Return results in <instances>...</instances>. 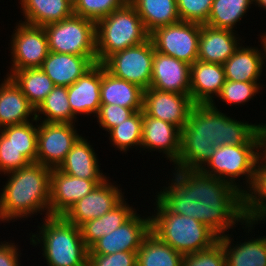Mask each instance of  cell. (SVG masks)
Instances as JSON below:
<instances>
[{
	"mask_svg": "<svg viewBox=\"0 0 266 266\" xmlns=\"http://www.w3.org/2000/svg\"><path fill=\"white\" fill-rule=\"evenodd\" d=\"M171 172L169 183L154 196L170 212L199 220L219 238L238 225L251 235L259 224L246 220L244 195L228 182L201 169L173 168Z\"/></svg>",
	"mask_w": 266,
	"mask_h": 266,
	"instance_id": "1",
	"label": "cell"
},
{
	"mask_svg": "<svg viewBox=\"0 0 266 266\" xmlns=\"http://www.w3.org/2000/svg\"><path fill=\"white\" fill-rule=\"evenodd\" d=\"M216 103L195 104L181 129V149L174 169H201L217 146L264 145L262 123L230 117ZM257 123V124H256Z\"/></svg>",
	"mask_w": 266,
	"mask_h": 266,
	"instance_id": "2",
	"label": "cell"
},
{
	"mask_svg": "<svg viewBox=\"0 0 266 266\" xmlns=\"http://www.w3.org/2000/svg\"><path fill=\"white\" fill-rule=\"evenodd\" d=\"M51 170L34 162L4 174L8 177L5 185L1 186L0 222L26 220L44 212L46 217L50 216Z\"/></svg>",
	"mask_w": 266,
	"mask_h": 266,
	"instance_id": "3",
	"label": "cell"
},
{
	"mask_svg": "<svg viewBox=\"0 0 266 266\" xmlns=\"http://www.w3.org/2000/svg\"><path fill=\"white\" fill-rule=\"evenodd\" d=\"M45 217V218H44ZM37 233H31L30 244L41 246L48 266H87L89 249L83 242L80 227L64 216H45ZM38 244V245H37ZM40 244V245H39Z\"/></svg>",
	"mask_w": 266,
	"mask_h": 266,
	"instance_id": "4",
	"label": "cell"
},
{
	"mask_svg": "<svg viewBox=\"0 0 266 266\" xmlns=\"http://www.w3.org/2000/svg\"><path fill=\"white\" fill-rule=\"evenodd\" d=\"M150 216V231L183 256L206 250L219 237L206 225L192 217L170 212L156 197ZM156 206V207H155Z\"/></svg>",
	"mask_w": 266,
	"mask_h": 266,
	"instance_id": "5",
	"label": "cell"
},
{
	"mask_svg": "<svg viewBox=\"0 0 266 266\" xmlns=\"http://www.w3.org/2000/svg\"><path fill=\"white\" fill-rule=\"evenodd\" d=\"M95 35L97 63H103L110 55L150 39V33L129 1L96 22Z\"/></svg>",
	"mask_w": 266,
	"mask_h": 266,
	"instance_id": "6",
	"label": "cell"
},
{
	"mask_svg": "<svg viewBox=\"0 0 266 266\" xmlns=\"http://www.w3.org/2000/svg\"><path fill=\"white\" fill-rule=\"evenodd\" d=\"M263 152L264 145L217 146L213 156L201 170L228 182L244 195L253 183L256 165ZM240 179L244 184L240 182Z\"/></svg>",
	"mask_w": 266,
	"mask_h": 266,
	"instance_id": "7",
	"label": "cell"
},
{
	"mask_svg": "<svg viewBox=\"0 0 266 266\" xmlns=\"http://www.w3.org/2000/svg\"><path fill=\"white\" fill-rule=\"evenodd\" d=\"M43 27L47 35L49 51L97 57L94 21L73 14L67 19Z\"/></svg>",
	"mask_w": 266,
	"mask_h": 266,
	"instance_id": "8",
	"label": "cell"
},
{
	"mask_svg": "<svg viewBox=\"0 0 266 266\" xmlns=\"http://www.w3.org/2000/svg\"><path fill=\"white\" fill-rule=\"evenodd\" d=\"M154 51L149 39L110 55L102 65L112 75L146 90L151 85Z\"/></svg>",
	"mask_w": 266,
	"mask_h": 266,
	"instance_id": "9",
	"label": "cell"
},
{
	"mask_svg": "<svg viewBox=\"0 0 266 266\" xmlns=\"http://www.w3.org/2000/svg\"><path fill=\"white\" fill-rule=\"evenodd\" d=\"M11 35V67L6 76L16 70L40 68L49 53L48 39L44 27L33 26L18 21Z\"/></svg>",
	"mask_w": 266,
	"mask_h": 266,
	"instance_id": "10",
	"label": "cell"
},
{
	"mask_svg": "<svg viewBox=\"0 0 266 266\" xmlns=\"http://www.w3.org/2000/svg\"><path fill=\"white\" fill-rule=\"evenodd\" d=\"M201 24L179 21L156 28L150 33L155 51L188 64L198 60Z\"/></svg>",
	"mask_w": 266,
	"mask_h": 266,
	"instance_id": "11",
	"label": "cell"
},
{
	"mask_svg": "<svg viewBox=\"0 0 266 266\" xmlns=\"http://www.w3.org/2000/svg\"><path fill=\"white\" fill-rule=\"evenodd\" d=\"M76 127L75 123L38 121L36 162L51 169L58 168L82 136Z\"/></svg>",
	"mask_w": 266,
	"mask_h": 266,
	"instance_id": "12",
	"label": "cell"
},
{
	"mask_svg": "<svg viewBox=\"0 0 266 266\" xmlns=\"http://www.w3.org/2000/svg\"><path fill=\"white\" fill-rule=\"evenodd\" d=\"M109 178L75 203L64 217L80 227L83 223L103 216L117 206L125 198V192H122L121 186H117L116 182H111Z\"/></svg>",
	"mask_w": 266,
	"mask_h": 266,
	"instance_id": "13",
	"label": "cell"
},
{
	"mask_svg": "<svg viewBox=\"0 0 266 266\" xmlns=\"http://www.w3.org/2000/svg\"><path fill=\"white\" fill-rule=\"evenodd\" d=\"M137 211L121 226L103 236L90 248L88 254L110 255L116 252H137L150 232V216Z\"/></svg>",
	"mask_w": 266,
	"mask_h": 266,
	"instance_id": "14",
	"label": "cell"
},
{
	"mask_svg": "<svg viewBox=\"0 0 266 266\" xmlns=\"http://www.w3.org/2000/svg\"><path fill=\"white\" fill-rule=\"evenodd\" d=\"M195 103L191 96L164 92L154 88L144 90L143 111L153 118H158L177 126L180 130L186 125Z\"/></svg>",
	"mask_w": 266,
	"mask_h": 266,
	"instance_id": "15",
	"label": "cell"
},
{
	"mask_svg": "<svg viewBox=\"0 0 266 266\" xmlns=\"http://www.w3.org/2000/svg\"><path fill=\"white\" fill-rule=\"evenodd\" d=\"M103 181L76 178L53 168L50 177V216H64L75 203Z\"/></svg>",
	"mask_w": 266,
	"mask_h": 266,
	"instance_id": "16",
	"label": "cell"
},
{
	"mask_svg": "<svg viewBox=\"0 0 266 266\" xmlns=\"http://www.w3.org/2000/svg\"><path fill=\"white\" fill-rule=\"evenodd\" d=\"M180 149L181 130L173 124L148 116L143 111L141 150L162 153L174 165L179 159Z\"/></svg>",
	"mask_w": 266,
	"mask_h": 266,
	"instance_id": "17",
	"label": "cell"
},
{
	"mask_svg": "<svg viewBox=\"0 0 266 266\" xmlns=\"http://www.w3.org/2000/svg\"><path fill=\"white\" fill-rule=\"evenodd\" d=\"M259 35L258 42H261V49L257 46L250 47V45L241 44L235 53L223 64L226 80L260 82L263 75L262 72L266 70V32Z\"/></svg>",
	"mask_w": 266,
	"mask_h": 266,
	"instance_id": "18",
	"label": "cell"
},
{
	"mask_svg": "<svg viewBox=\"0 0 266 266\" xmlns=\"http://www.w3.org/2000/svg\"><path fill=\"white\" fill-rule=\"evenodd\" d=\"M191 65L154 51L150 88L190 96Z\"/></svg>",
	"mask_w": 266,
	"mask_h": 266,
	"instance_id": "19",
	"label": "cell"
},
{
	"mask_svg": "<svg viewBox=\"0 0 266 266\" xmlns=\"http://www.w3.org/2000/svg\"><path fill=\"white\" fill-rule=\"evenodd\" d=\"M101 63H95L75 83L67 87L68 102L73 115L96 116L101 105Z\"/></svg>",
	"mask_w": 266,
	"mask_h": 266,
	"instance_id": "20",
	"label": "cell"
},
{
	"mask_svg": "<svg viewBox=\"0 0 266 266\" xmlns=\"http://www.w3.org/2000/svg\"><path fill=\"white\" fill-rule=\"evenodd\" d=\"M242 42L236 31L201 25L198 60L223 65L235 53Z\"/></svg>",
	"mask_w": 266,
	"mask_h": 266,
	"instance_id": "21",
	"label": "cell"
},
{
	"mask_svg": "<svg viewBox=\"0 0 266 266\" xmlns=\"http://www.w3.org/2000/svg\"><path fill=\"white\" fill-rule=\"evenodd\" d=\"M225 81V69L222 64L196 60L190 67L192 101L195 104H211L220 94Z\"/></svg>",
	"mask_w": 266,
	"mask_h": 266,
	"instance_id": "22",
	"label": "cell"
},
{
	"mask_svg": "<svg viewBox=\"0 0 266 266\" xmlns=\"http://www.w3.org/2000/svg\"><path fill=\"white\" fill-rule=\"evenodd\" d=\"M95 63H97V57L49 51L40 68L53 81L55 86L68 87L75 83Z\"/></svg>",
	"mask_w": 266,
	"mask_h": 266,
	"instance_id": "23",
	"label": "cell"
},
{
	"mask_svg": "<svg viewBox=\"0 0 266 266\" xmlns=\"http://www.w3.org/2000/svg\"><path fill=\"white\" fill-rule=\"evenodd\" d=\"M33 120H36V109L14 80L5 75L0 83V129Z\"/></svg>",
	"mask_w": 266,
	"mask_h": 266,
	"instance_id": "24",
	"label": "cell"
},
{
	"mask_svg": "<svg viewBox=\"0 0 266 266\" xmlns=\"http://www.w3.org/2000/svg\"><path fill=\"white\" fill-rule=\"evenodd\" d=\"M90 144V141L82 135L57 169L76 178L89 180L107 179L108 175H105L106 173L100 170L98 154Z\"/></svg>",
	"mask_w": 266,
	"mask_h": 266,
	"instance_id": "25",
	"label": "cell"
},
{
	"mask_svg": "<svg viewBox=\"0 0 266 266\" xmlns=\"http://www.w3.org/2000/svg\"><path fill=\"white\" fill-rule=\"evenodd\" d=\"M101 104H114L131 108L135 112L143 110L144 89L109 73L101 63Z\"/></svg>",
	"mask_w": 266,
	"mask_h": 266,
	"instance_id": "26",
	"label": "cell"
},
{
	"mask_svg": "<svg viewBox=\"0 0 266 266\" xmlns=\"http://www.w3.org/2000/svg\"><path fill=\"white\" fill-rule=\"evenodd\" d=\"M232 235L218 239L223 246L226 266H266V236L247 237L248 240H241L244 242H236Z\"/></svg>",
	"mask_w": 266,
	"mask_h": 266,
	"instance_id": "27",
	"label": "cell"
},
{
	"mask_svg": "<svg viewBox=\"0 0 266 266\" xmlns=\"http://www.w3.org/2000/svg\"><path fill=\"white\" fill-rule=\"evenodd\" d=\"M20 10L23 20L20 22L45 26L71 17L73 13V0H20Z\"/></svg>",
	"mask_w": 266,
	"mask_h": 266,
	"instance_id": "28",
	"label": "cell"
},
{
	"mask_svg": "<svg viewBox=\"0 0 266 266\" xmlns=\"http://www.w3.org/2000/svg\"><path fill=\"white\" fill-rule=\"evenodd\" d=\"M124 198L117 206L103 216L89 220L80 226L83 242L89 249L96 241L117 229L137 210Z\"/></svg>",
	"mask_w": 266,
	"mask_h": 266,
	"instance_id": "29",
	"label": "cell"
},
{
	"mask_svg": "<svg viewBox=\"0 0 266 266\" xmlns=\"http://www.w3.org/2000/svg\"><path fill=\"white\" fill-rule=\"evenodd\" d=\"M142 19L146 30L151 33L156 28L180 21L176 0H128Z\"/></svg>",
	"mask_w": 266,
	"mask_h": 266,
	"instance_id": "30",
	"label": "cell"
},
{
	"mask_svg": "<svg viewBox=\"0 0 266 266\" xmlns=\"http://www.w3.org/2000/svg\"><path fill=\"white\" fill-rule=\"evenodd\" d=\"M244 215L248 221L266 223V152L260 156L253 183L244 194Z\"/></svg>",
	"mask_w": 266,
	"mask_h": 266,
	"instance_id": "31",
	"label": "cell"
},
{
	"mask_svg": "<svg viewBox=\"0 0 266 266\" xmlns=\"http://www.w3.org/2000/svg\"><path fill=\"white\" fill-rule=\"evenodd\" d=\"M183 258L150 231L137 251V266H182Z\"/></svg>",
	"mask_w": 266,
	"mask_h": 266,
	"instance_id": "32",
	"label": "cell"
},
{
	"mask_svg": "<svg viewBox=\"0 0 266 266\" xmlns=\"http://www.w3.org/2000/svg\"><path fill=\"white\" fill-rule=\"evenodd\" d=\"M10 77L35 109L55 87L53 81L41 68L16 70Z\"/></svg>",
	"mask_w": 266,
	"mask_h": 266,
	"instance_id": "33",
	"label": "cell"
},
{
	"mask_svg": "<svg viewBox=\"0 0 266 266\" xmlns=\"http://www.w3.org/2000/svg\"><path fill=\"white\" fill-rule=\"evenodd\" d=\"M254 0H213L205 25L216 29L236 31L244 16H247ZM246 14V15H245ZM236 27V28H235Z\"/></svg>",
	"mask_w": 266,
	"mask_h": 266,
	"instance_id": "34",
	"label": "cell"
},
{
	"mask_svg": "<svg viewBox=\"0 0 266 266\" xmlns=\"http://www.w3.org/2000/svg\"><path fill=\"white\" fill-rule=\"evenodd\" d=\"M36 119L49 123H78L68 102L66 86H55L52 89L36 109Z\"/></svg>",
	"mask_w": 266,
	"mask_h": 266,
	"instance_id": "35",
	"label": "cell"
},
{
	"mask_svg": "<svg viewBox=\"0 0 266 266\" xmlns=\"http://www.w3.org/2000/svg\"><path fill=\"white\" fill-rule=\"evenodd\" d=\"M142 128L143 110H140L108 132L112 147L125 154L135 147L141 153Z\"/></svg>",
	"mask_w": 266,
	"mask_h": 266,
	"instance_id": "36",
	"label": "cell"
},
{
	"mask_svg": "<svg viewBox=\"0 0 266 266\" xmlns=\"http://www.w3.org/2000/svg\"><path fill=\"white\" fill-rule=\"evenodd\" d=\"M0 131L31 163L36 162L38 133L37 119L31 122L7 126L0 129Z\"/></svg>",
	"mask_w": 266,
	"mask_h": 266,
	"instance_id": "37",
	"label": "cell"
},
{
	"mask_svg": "<svg viewBox=\"0 0 266 266\" xmlns=\"http://www.w3.org/2000/svg\"><path fill=\"white\" fill-rule=\"evenodd\" d=\"M263 84L260 82H235L226 80L222 86L220 94L215 98L228 105H247L250 100H254L256 94L260 93ZM247 102V103H246Z\"/></svg>",
	"mask_w": 266,
	"mask_h": 266,
	"instance_id": "38",
	"label": "cell"
},
{
	"mask_svg": "<svg viewBox=\"0 0 266 266\" xmlns=\"http://www.w3.org/2000/svg\"><path fill=\"white\" fill-rule=\"evenodd\" d=\"M126 2L128 0H73V13L96 23Z\"/></svg>",
	"mask_w": 266,
	"mask_h": 266,
	"instance_id": "39",
	"label": "cell"
},
{
	"mask_svg": "<svg viewBox=\"0 0 266 266\" xmlns=\"http://www.w3.org/2000/svg\"><path fill=\"white\" fill-rule=\"evenodd\" d=\"M180 21L207 23L213 0H176Z\"/></svg>",
	"mask_w": 266,
	"mask_h": 266,
	"instance_id": "40",
	"label": "cell"
},
{
	"mask_svg": "<svg viewBox=\"0 0 266 266\" xmlns=\"http://www.w3.org/2000/svg\"><path fill=\"white\" fill-rule=\"evenodd\" d=\"M31 162L0 131V174L18 170Z\"/></svg>",
	"mask_w": 266,
	"mask_h": 266,
	"instance_id": "41",
	"label": "cell"
},
{
	"mask_svg": "<svg viewBox=\"0 0 266 266\" xmlns=\"http://www.w3.org/2000/svg\"><path fill=\"white\" fill-rule=\"evenodd\" d=\"M182 266H226L222 244L218 241L209 249L185 255Z\"/></svg>",
	"mask_w": 266,
	"mask_h": 266,
	"instance_id": "42",
	"label": "cell"
},
{
	"mask_svg": "<svg viewBox=\"0 0 266 266\" xmlns=\"http://www.w3.org/2000/svg\"><path fill=\"white\" fill-rule=\"evenodd\" d=\"M134 113L135 111L131 108H125L114 104H101L95 117L99 128L107 133Z\"/></svg>",
	"mask_w": 266,
	"mask_h": 266,
	"instance_id": "43",
	"label": "cell"
},
{
	"mask_svg": "<svg viewBox=\"0 0 266 266\" xmlns=\"http://www.w3.org/2000/svg\"><path fill=\"white\" fill-rule=\"evenodd\" d=\"M87 266H137V252H116L110 255L88 254Z\"/></svg>",
	"mask_w": 266,
	"mask_h": 266,
	"instance_id": "44",
	"label": "cell"
},
{
	"mask_svg": "<svg viewBox=\"0 0 266 266\" xmlns=\"http://www.w3.org/2000/svg\"><path fill=\"white\" fill-rule=\"evenodd\" d=\"M20 246L12 241L0 242V266H21ZM20 251V252H19Z\"/></svg>",
	"mask_w": 266,
	"mask_h": 266,
	"instance_id": "45",
	"label": "cell"
},
{
	"mask_svg": "<svg viewBox=\"0 0 266 266\" xmlns=\"http://www.w3.org/2000/svg\"><path fill=\"white\" fill-rule=\"evenodd\" d=\"M257 7H260L261 10H265L266 11V0H254V4ZM258 5V6H257Z\"/></svg>",
	"mask_w": 266,
	"mask_h": 266,
	"instance_id": "46",
	"label": "cell"
},
{
	"mask_svg": "<svg viewBox=\"0 0 266 266\" xmlns=\"http://www.w3.org/2000/svg\"><path fill=\"white\" fill-rule=\"evenodd\" d=\"M262 131L264 136V152H266V123H262Z\"/></svg>",
	"mask_w": 266,
	"mask_h": 266,
	"instance_id": "47",
	"label": "cell"
}]
</instances>
